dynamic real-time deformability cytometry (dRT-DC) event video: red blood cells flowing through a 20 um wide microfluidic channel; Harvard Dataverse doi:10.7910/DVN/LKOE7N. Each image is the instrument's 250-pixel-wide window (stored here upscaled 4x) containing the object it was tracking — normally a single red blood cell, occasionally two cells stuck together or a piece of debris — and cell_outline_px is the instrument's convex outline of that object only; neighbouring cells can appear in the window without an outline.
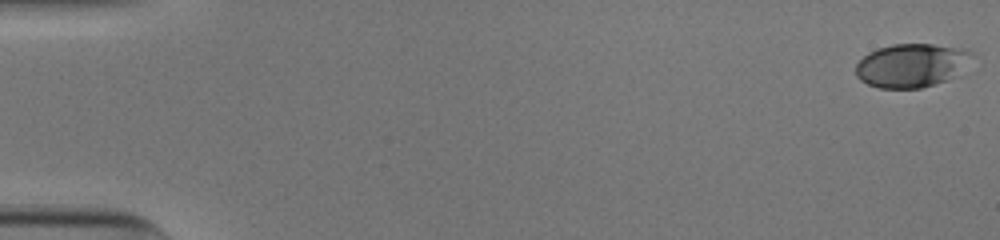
{"species": "human", "species_latin": "Homo sapiens", "temperature_condition": "cold", "stored_images_in_passage": 53, "camera_frame_rate_fps": 3000, "um_per_image_px": 0.085, "donor": {"sex": "male"}, "frame": {"image": 1, "passage_image": 1, "time_ms": 0.0, "image_size_px": [1000, 240], "cell_outline_px": [[976, 52], [960, 76], [948, 80], [920, 88], [880, 88], [868, 84], [860, 80], [856, 76], [856, 64], [868, 52], [876, 48], [892, 44], [932, 44], [968, 48]], "centroid_in_image_um": [77.56, 5.54], "position_along_channel_um": 7.4, "area_um2": 30.23}}
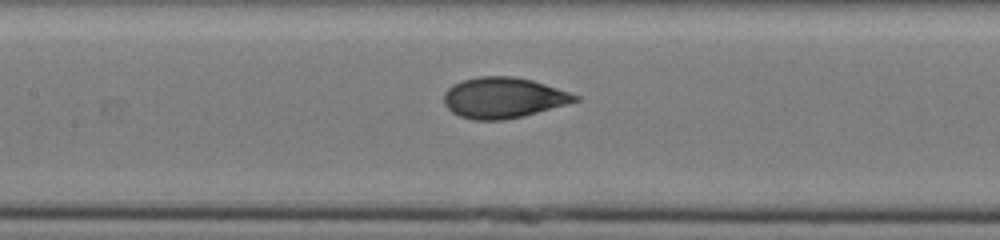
{"frame": {"image": 2, "passage_image": 26, "time_ms": 8.333, "image_size_px": [1000, 240], "cell_outline_px": [[580, 100], [568, 104], [524, 116], [504, 120], [472, 120], [460, 116], [452, 112], [444, 104], [444, 92], [452, 84], [476, 76], [512, 76], [532, 80], [580, 96]], "centroid_in_image_um": [42.77, 8.31], "position_along_channel_um": 164.6, "area_um2": 31.15}}
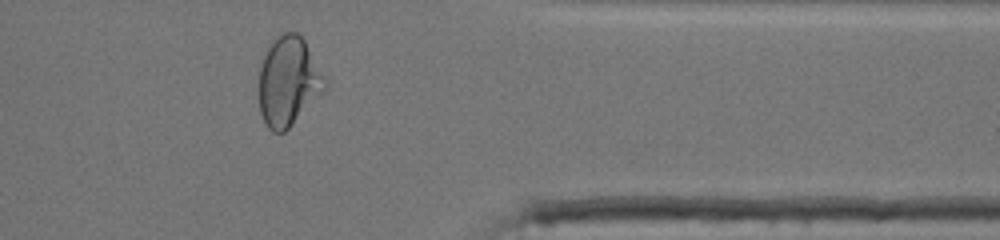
{"frame": {"image": 3, "passage_image": 44, "time_ms": 14.333, "image_size_px": [1000, 240], "cell_outline_px": [[328, 88], [284, 132], [272, 132], [268, 128], [260, 112], [260, 68], [268, 44], [276, 32], [296, 32], [304, 40], [324, 76], [328, 84]], "centroid_in_image_um": [24.51, 6.88], "position_along_channel_um": 386.9, "area_um2": 34.28}, "authors_computed_cell_mechanics": {"area_um2": 31.212, "velocity_mm_per_s": 3.9177, "shape_relaxation_time_tau1_ms": 5.502, "shape_relaxation_time_tau2_ms": null, "deformation_change_tau1": 0.1709, "deformation_change_tau2": null}}